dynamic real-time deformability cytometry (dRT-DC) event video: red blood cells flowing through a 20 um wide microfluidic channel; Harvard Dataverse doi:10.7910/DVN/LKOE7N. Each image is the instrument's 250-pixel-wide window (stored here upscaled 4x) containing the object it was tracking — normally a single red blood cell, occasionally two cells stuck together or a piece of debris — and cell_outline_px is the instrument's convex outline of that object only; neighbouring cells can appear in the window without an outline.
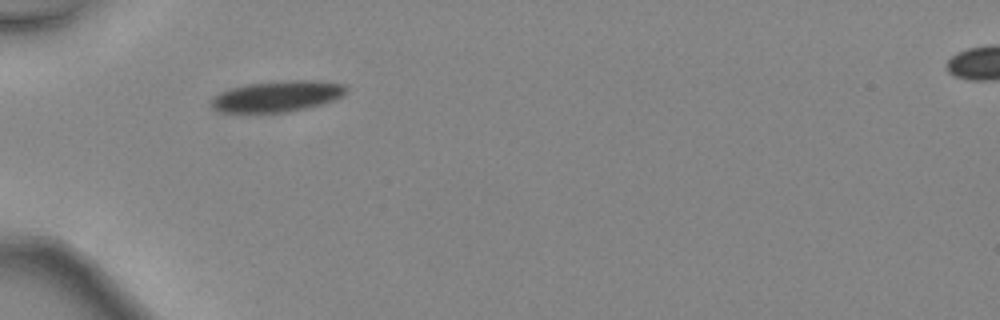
{"species": "common noctule bat (a hibernating species)", "species_latin": "Nyctalus noctula", "temperature_condition": "warm", "stored_images_in_passage": 18, "camera_frame_rate_fps": 3000, "um_per_image_px": 0.085, "animal": {"sex": "female", "body_mass_g": 24.6, "forearm_length_mm": 56.2}, "frame": {"image": 1, "passage_image": 1, "time_ms": 0.0, "image_size_px": [1000, 320], "cell_outline_px": [[348, 88], [344, 96], [308, 108], [288, 112], [220, 112], [212, 108], [212, 100], [216, 96], [232, 88], [248, 84], [280, 80], [312, 80], [344, 84]], "centroid_in_image_um": [23.62, 8.18], "position_along_channel_um": 61.4, "area_um2": 24.16}}
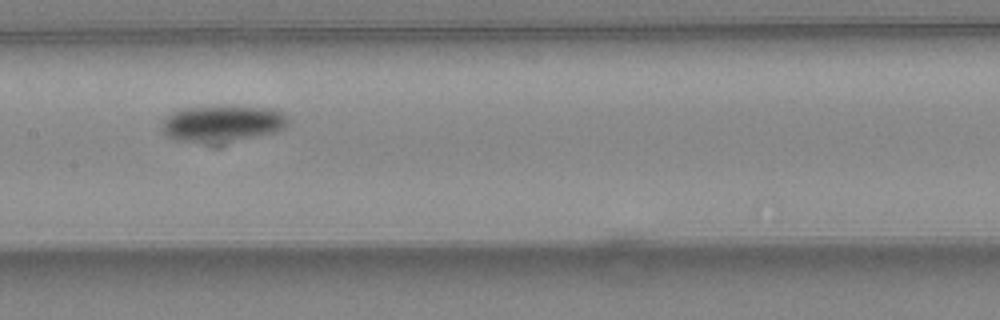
{"frame": {"image": 2, "passage_image": 10, "time_ms": 3.0, "image_size_px": [1000, 320], "cell_outline_px": [[288, 120], [284, 128], [276, 132], [220, 144], [208, 144], [172, 140], [160, 128], [160, 124], [172, 112], [188, 108], [272, 108], [288, 116]], "centroid_in_image_um": [18.86, 10.57], "position_along_channel_um": 188.5, "area_um2": 26.53}}
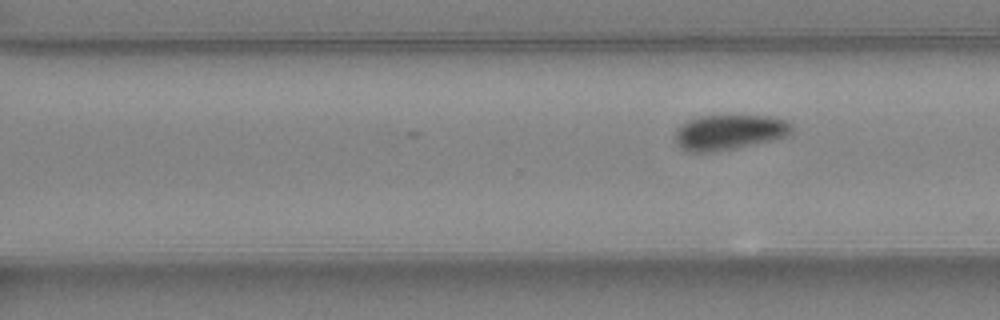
{"frame": {"image": 3, "passage_image": 18, "time_ms": 5.667, "image_size_px": [1000, 320], "cell_outline_px": [[792, 132], [788, 136], [732, 148], [712, 152], [688, 152], [680, 148], [676, 140], [676, 128], [688, 120], [700, 116], [772, 116], [784, 120], [792, 124]], "centroid_in_image_um": [61.96, 11.23], "position_along_channel_um": 308.6, "area_um2": 23.58}}